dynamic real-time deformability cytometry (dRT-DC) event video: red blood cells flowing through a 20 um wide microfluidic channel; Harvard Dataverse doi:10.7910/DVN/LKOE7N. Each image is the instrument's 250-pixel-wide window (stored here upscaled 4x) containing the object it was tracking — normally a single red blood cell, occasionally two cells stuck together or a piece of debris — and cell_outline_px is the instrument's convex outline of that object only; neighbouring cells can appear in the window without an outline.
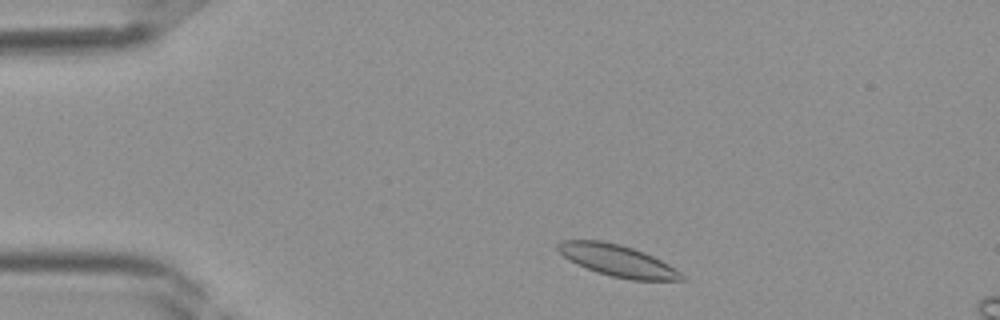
{"species": "Egyptian fruit bat (a non-hibernating species)", "species_latin": "Rousettus aegyptiacus", "temperature_condition": "room temperature", "stored_images_in_passage": 35, "camera_frame_rate_fps": 3000, "um_per_image_px": 0.085, "frame": {"image": 1, "passage_image": 3, "time_ms": 0.667, "image_size_px": [1000, 320], "cell_outline_px": [[684, 280], [632, 280], [612, 276], [596, 272], [564, 256], [556, 248], [556, 244], [560, 240], [600, 240], [620, 244], [644, 252], [668, 264], [680, 272], [684, 276]], "centroid_in_image_um": [52.49, 22.14], "position_along_channel_um": 32.5, "area_um2": 22.43}}
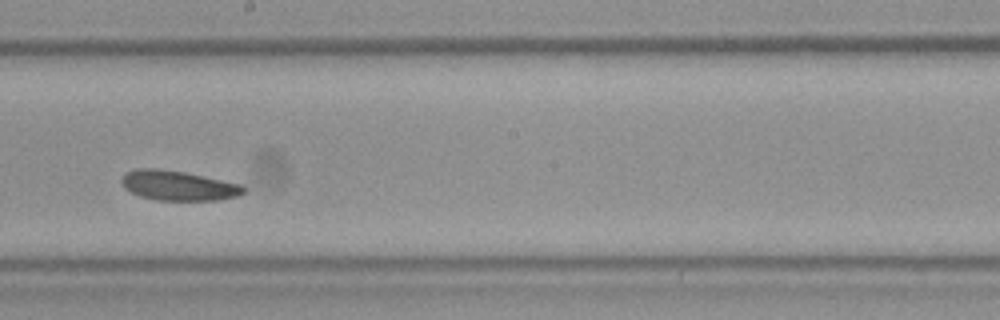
{"frame": {"image": 2, "passage_image": 18, "time_ms": 5.667, "image_size_px": [1000, 320], "cell_outline_px": [[248, 188], [240, 196], [220, 200], [156, 200], [140, 196], [124, 188], [120, 180], [128, 172], [136, 168], [156, 168], [184, 172], [240, 184]], "centroid_in_image_um": [15.17, 15.78], "position_along_channel_um": 233.0, "area_um2": 21.15}}
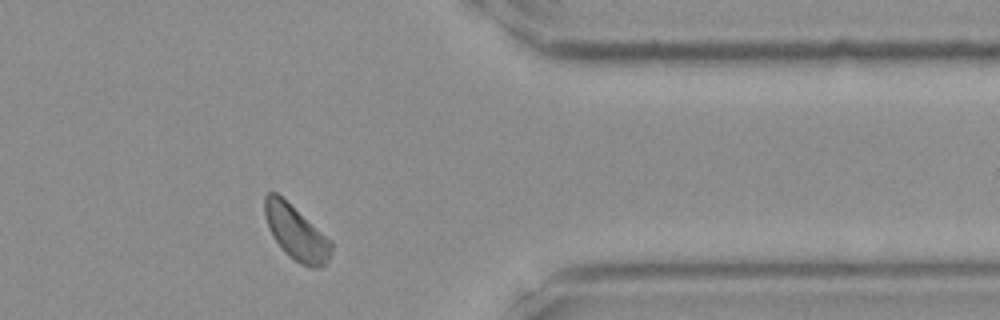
{"frame": {"image": 3, "passage_image": 28, "time_ms": 9.0, "image_size_px": [1000, 320], "cell_outline_px": [[332, 252], [328, 260], [320, 268], [308, 268], [300, 264], [288, 256], [284, 252], [272, 236], [268, 228], [264, 216], [264, 196], [268, 192], [276, 192], [332, 240]], "centroid_in_image_um": [25.16, 19.8], "position_along_channel_um": 386.2, "area_um2": 21.33}}